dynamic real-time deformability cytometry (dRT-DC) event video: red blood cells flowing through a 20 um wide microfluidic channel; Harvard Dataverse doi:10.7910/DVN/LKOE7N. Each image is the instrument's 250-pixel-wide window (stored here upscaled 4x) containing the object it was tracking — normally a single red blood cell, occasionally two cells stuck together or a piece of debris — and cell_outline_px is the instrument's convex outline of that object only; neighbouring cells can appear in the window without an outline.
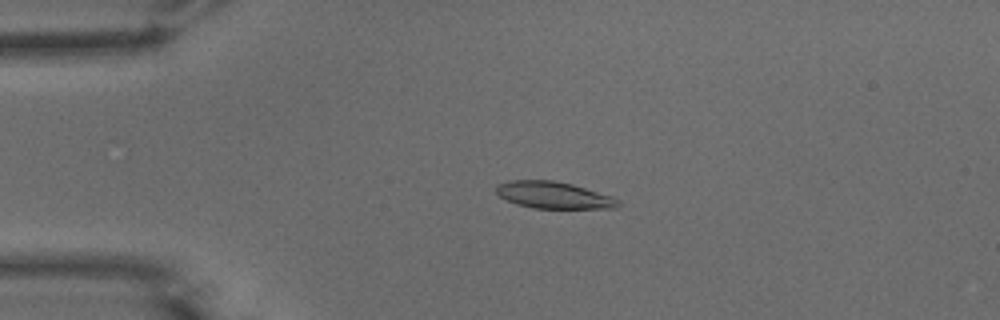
{"species": "common noctule bat (a hibernating species)", "species_latin": "Nyctalus noctula", "temperature_condition": "warm", "stored_images_in_passage": 51, "camera_frame_rate_fps": 3000, "um_per_image_px": 0.085, "animal": {"sex": "male", "body_mass_g": 15.6}, "frame": {"image": 1, "passage_image": 11, "time_ms": 3.333, "image_size_px": [1000, 320], "cell_outline_px": [[620, 204], [616, 208], [532, 208], [516, 204], [500, 196], [496, 192], [496, 184], [512, 180], [552, 180], [572, 184], [612, 196], [620, 200]], "centroid_in_image_um": [47.06, 16.58], "position_along_channel_um": 37.9, "area_um2": 19.02}}
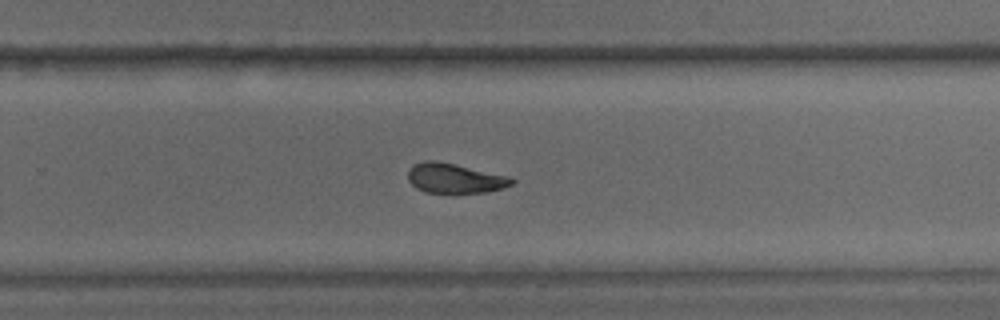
{"frame": {"image": 2, "passage_image": 33, "time_ms": 10.667, "image_size_px": [1000, 320], "cell_outline_px": [[516, 180], [512, 184], [504, 188], [484, 192], [452, 196], [424, 192], [416, 188], [408, 180], [408, 168], [424, 160], [436, 160], [456, 164], [508, 176]], "centroid_in_image_um": [38.63, 15.2], "position_along_channel_um": 291.2, "area_um2": 18.79}}
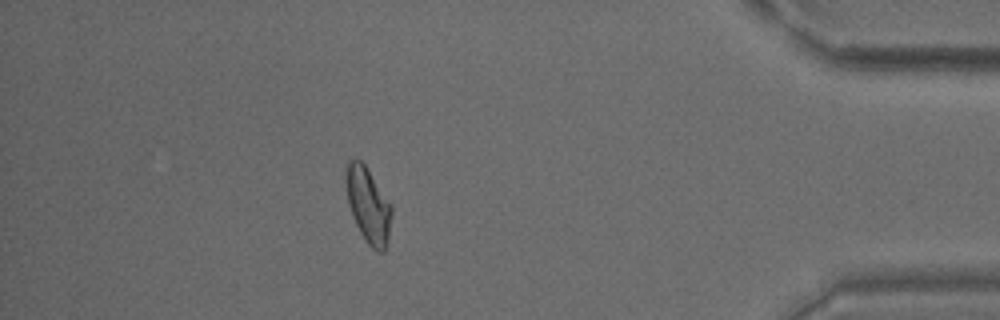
{"frame": {"image": 3, "passage_image": 45, "time_ms": 14.667, "image_size_px": [1000, 320], "cell_outline_px": [[392, 212], [388, 236], [384, 252], [376, 252], [368, 244], [360, 232], [352, 216], [348, 204], [344, 180], [344, 164], [348, 160], [360, 160], [364, 164], [392, 204]], "centroid_in_image_um": [31.26, 17.39], "position_along_channel_um": 403.9, "area_um2": 20.29}, "authors_computed_cell_mechanics": {"area_um2": 19.1318, "velocity_mm_per_s": 3.9044, "shape_relaxation_time_tau1_ms": 4.9282, "shape_relaxation_time_tau2_ms": 2.6001, "deformation_change_tau1": 0.1676, "deformation_change_tau2": 0.0963}}